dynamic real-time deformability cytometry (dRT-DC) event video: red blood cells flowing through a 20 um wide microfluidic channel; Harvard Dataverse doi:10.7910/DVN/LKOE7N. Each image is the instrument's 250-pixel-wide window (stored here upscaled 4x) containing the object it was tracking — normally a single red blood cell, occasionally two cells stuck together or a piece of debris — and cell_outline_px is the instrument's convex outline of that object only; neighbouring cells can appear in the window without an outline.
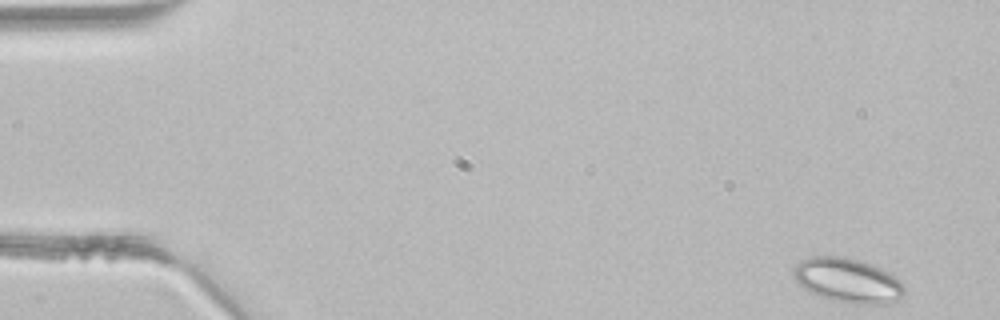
{"species": "common noctule bat (a hibernating species)", "species_latin": "Nyctalus noctula", "temperature_condition": "room temperature", "stored_images_in_passage": 3, "camera_frame_rate_fps": 3000, "um_per_image_px": 0.085, "animal": {"sex": "male", "body_mass_g": 21.5, "forearm_length_mm": 52.0}, "frame": {"image": 1, "passage_image": 1, "time_ms": 0.0, "image_size_px": [1000, 320], "cell_outline_px": [[904, 296], [900, 300], [888, 304], [856, 304], [832, 300], [820, 296], [804, 288], [792, 276], [792, 268], [800, 260], [812, 256], [844, 256], [860, 260], [872, 264], [888, 272], [900, 280], [904, 284]], "centroid_in_image_um": [72.08, 23.83], "position_along_channel_um": 12.9, "area_um2": 29.07}}